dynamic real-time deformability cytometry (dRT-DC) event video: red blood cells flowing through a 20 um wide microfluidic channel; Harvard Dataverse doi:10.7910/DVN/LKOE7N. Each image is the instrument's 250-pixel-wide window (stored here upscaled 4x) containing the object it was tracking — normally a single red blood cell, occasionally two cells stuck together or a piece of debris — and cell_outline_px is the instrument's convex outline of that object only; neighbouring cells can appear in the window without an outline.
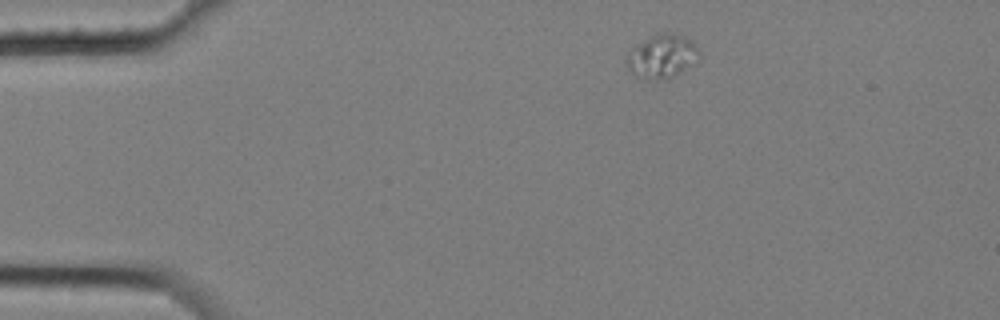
{"species": "common noctule bat (a hibernating species)", "species_latin": "Nyctalus noctula", "temperature_condition": "cold", "stored_images_in_passage": 13, "camera_frame_rate_fps": 3000, "um_per_image_px": 0.085, "animal": {"sex": "female", "body_mass_g": 25.1}, "frame": {"image": 1, "passage_image": 1, "time_ms": 0.0, "image_size_px": [1000, 320], "cell_outline_px": [[700, 60], [676, 76], [668, 80], [656, 80], [636, 76], [628, 68], [628, 52], [644, 40], [656, 32], [672, 32], [684, 36], [692, 40], [700, 52]], "centroid_in_image_um": [56.35, 4.78], "position_along_channel_um": 28.7, "area_um2": 18.73}}
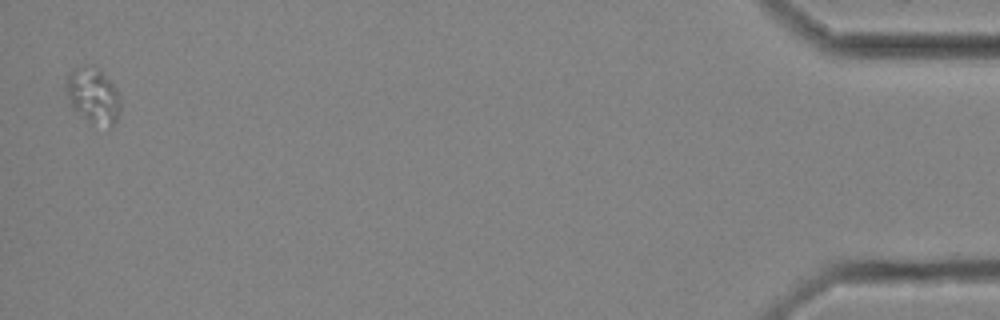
{"frame": {"image": 2, "passage_image": 13, "time_ms": 4.0, "image_size_px": [1000, 320], "cell_outline_px": [[120, 108], [116, 120], [112, 128], [88, 120], [72, 108], [68, 100], [68, 76], [72, 68], [88, 64], [96, 64], [116, 88], [120, 96]], "centroid_in_image_um": [7.95, 8.07], "position_along_channel_um": 427.3, "area_um2": 17.51}}